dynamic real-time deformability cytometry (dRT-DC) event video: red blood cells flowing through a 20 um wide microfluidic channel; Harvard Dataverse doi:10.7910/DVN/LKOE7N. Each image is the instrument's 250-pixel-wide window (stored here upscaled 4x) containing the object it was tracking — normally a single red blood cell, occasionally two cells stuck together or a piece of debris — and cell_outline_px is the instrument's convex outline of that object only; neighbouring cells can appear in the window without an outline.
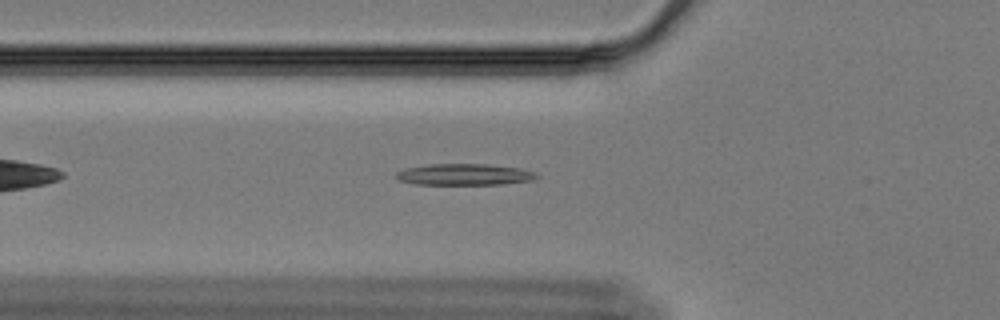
{"species": "Egyptian fruit bat (a non-hibernating species)", "species_latin": "Rousettus aegyptiacus", "temperature_condition": "cold", "stored_images_in_passage": 48, "camera_frame_rate_fps": 3000, "um_per_image_px": 0.085, "animal": {"sex": "female"}, "frame": {"image": 1, "passage_image": 8, "time_ms": 2.333, "image_size_px": [1000, 320], "cell_outline_px": [[540, 176], [536, 180], [500, 184], [416, 184], [400, 180], [396, 176], [396, 172], [408, 168], [428, 164], [484, 164], [520, 168], [536, 172]], "centroid_in_image_um": [39.55, 14.83], "position_along_channel_um": 86.3, "area_um2": 17.4}}
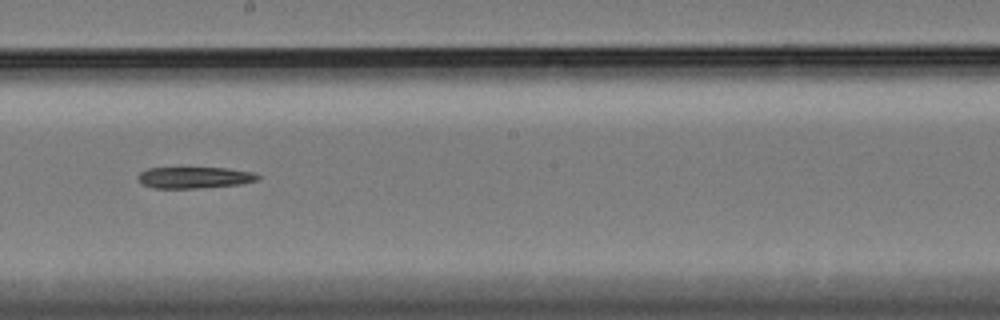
{"frame": {"image": 2, "passage_image": 21, "time_ms": 6.667, "image_size_px": [1000, 320], "cell_outline_px": [[260, 180], [240, 184], [196, 188], [156, 188], [144, 184], [136, 176], [140, 172], [148, 168], [228, 168], [252, 172], [260, 176]], "centroid_in_image_um": [16.56, 15.08], "position_along_channel_um": 231.6, "area_um2": 14.8}}
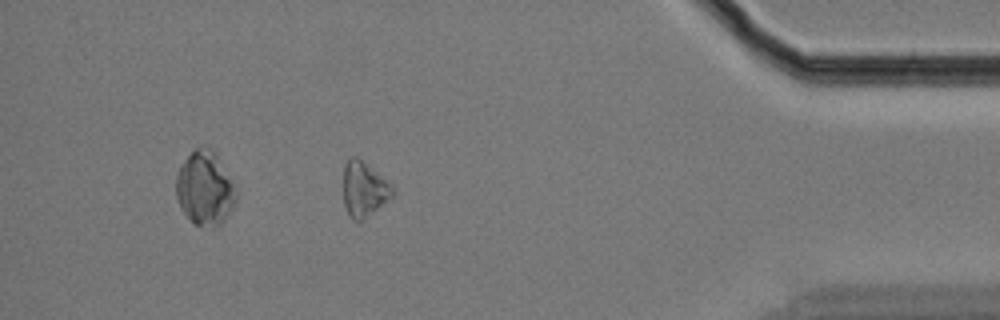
{"frame": {"image": 3, "passage_image": 40, "time_ms": 13.0, "image_size_px": [1000, 320], "cell_outline_px": [[396, 192], [392, 196], [364, 220], [352, 220], [348, 216], [344, 204], [344, 164], [352, 156], [356, 156], [392, 184], [396, 188]], "centroid_in_image_um": [30.95, 16.1], "position_along_channel_um": 404.2, "area_um2": 15.78}}